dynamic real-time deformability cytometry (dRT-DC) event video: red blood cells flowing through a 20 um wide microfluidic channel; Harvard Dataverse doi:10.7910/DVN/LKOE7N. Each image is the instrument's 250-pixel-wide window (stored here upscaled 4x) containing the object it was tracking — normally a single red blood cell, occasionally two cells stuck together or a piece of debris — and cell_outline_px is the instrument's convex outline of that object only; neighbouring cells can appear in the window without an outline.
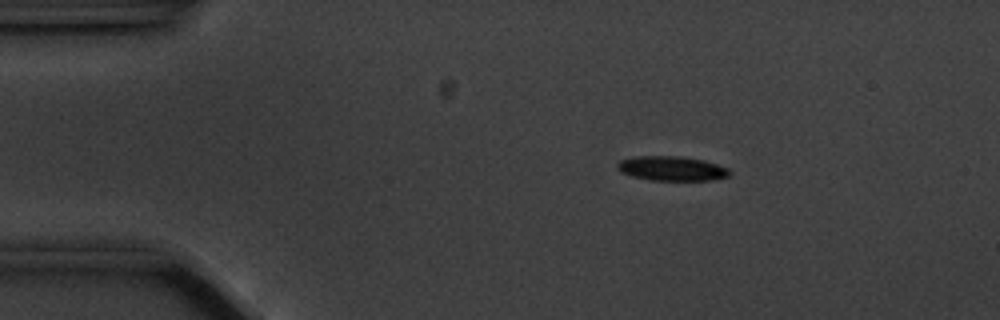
{"species": "common noctule bat (a hibernating species)", "species_latin": "Nyctalus noctula", "temperature_condition": "cold", "stored_images_in_passage": 56, "camera_frame_rate_fps": 3000, "um_per_image_px": 0.085, "animal": {"sex": "male", "body_mass_g": 20.1, "forearm_length_mm": 53.5}, "frame": {"image": 1, "passage_image": 9, "time_ms": 2.667, "image_size_px": [1000, 320], "cell_outline_px": [[732, 172], [728, 176], [712, 180], [652, 180], [632, 176], [616, 168], [616, 164], [620, 160], [632, 156], [680, 156], [704, 160], [728, 168]], "centroid_in_image_um": [57.1, 14.31], "position_along_channel_um": 27.9, "area_um2": 16.01}}
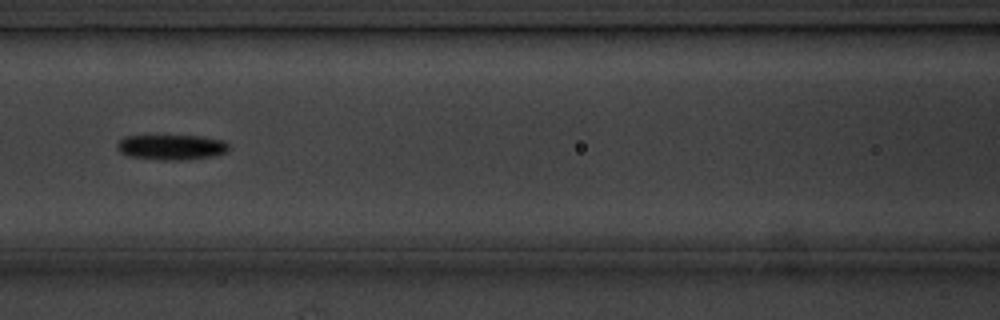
{"frame": {"image": 2, "passage_image": 24, "time_ms": 7.667, "image_size_px": [1000, 320], "cell_outline_px": [[228, 152], [216, 156], [184, 160], [160, 160], [128, 156], [120, 152], [120, 140], [124, 136], [200, 136], [224, 140], [228, 144]], "centroid_in_image_um": [14.65, 12.52], "position_along_channel_um": 151.9, "area_um2": 16.36}}
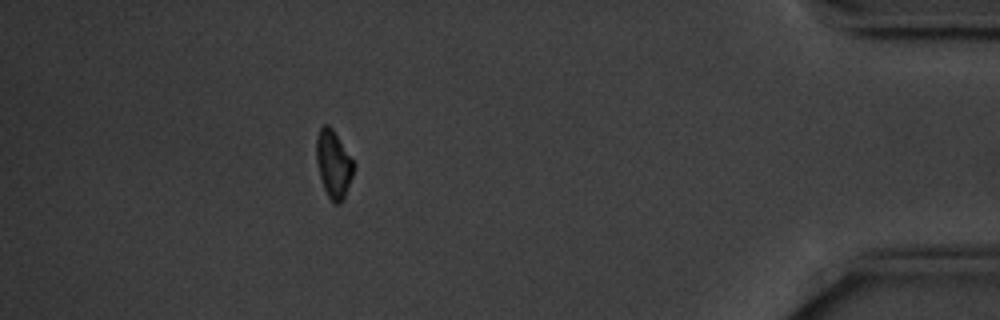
{"frame": {"image": 3, "passage_image": 50, "time_ms": 16.333, "image_size_px": [1000, 320], "cell_outline_px": [[356, 164], [352, 176], [344, 196], [340, 204], [336, 204], [328, 196], [324, 188], [320, 176], [316, 160], [316, 136], [320, 128], [324, 124], [328, 124], [332, 128]], "centroid_in_image_um": [28.35, 13.91], "position_along_channel_um": 406.9, "area_um2": 14.57}, "authors_computed_cell_mechanics": {"area_um2": 15.3459, "velocity_mm_per_s": 3.5335, "shape_relaxation_time_tau1_ms": 1.8475, "shape_relaxation_time_tau2_ms": null, "deformation_change_tau1": 0.1085, "deformation_change_tau2": null}}